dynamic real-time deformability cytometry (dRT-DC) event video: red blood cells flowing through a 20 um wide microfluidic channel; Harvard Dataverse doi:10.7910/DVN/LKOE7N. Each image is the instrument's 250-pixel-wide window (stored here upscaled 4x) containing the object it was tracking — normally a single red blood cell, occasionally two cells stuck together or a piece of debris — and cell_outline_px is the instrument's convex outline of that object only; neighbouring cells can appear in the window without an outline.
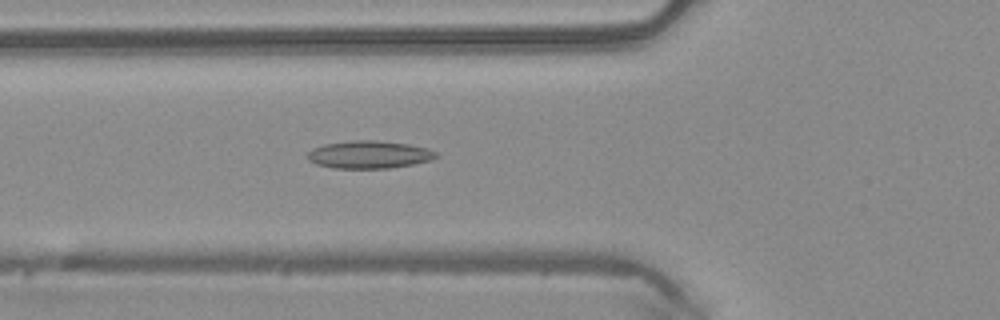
{"species": "common noctule bat (a hibernating species)", "species_latin": "Nyctalus noctula", "temperature_condition": "warm", "stored_images_in_passage": 49, "camera_frame_rate_fps": 3000, "um_per_image_px": 0.085, "animal": {"sex": "male", "body_mass_g": 20.4}, "frame": {"image": 1, "passage_image": 18, "time_ms": 5.667, "image_size_px": [1000, 320], "cell_outline_px": [[440, 156], [432, 160], [412, 164], [388, 168], [332, 168], [316, 164], [308, 160], [304, 156], [312, 148], [324, 144], [352, 140], [376, 140], [408, 144], [428, 148], [436, 152]], "centroid_in_image_um": [31.35, 13.14], "position_along_channel_um": 94.4, "area_um2": 20.92}}
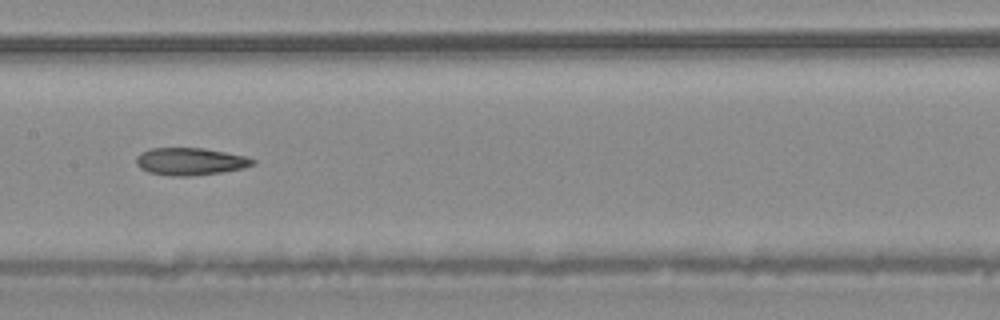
{"frame": {"image": 2, "passage_image": 25, "time_ms": 8.0, "image_size_px": [1000, 320], "cell_outline_px": [[256, 164], [244, 168], [220, 172], [192, 176], [172, 176], [148, 172], [140, 168], [136, 164], [136, 156], [140, 152], [148, 148], [204, 148], [248, 156], [256, 160]], "centroid_in_image_um": [16.18, 13.72], "position_along_channel_um": 191.2, "area_um2": 18.84}}
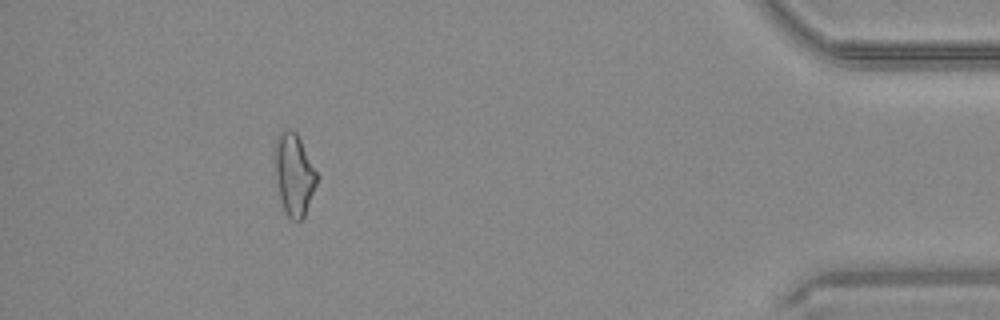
{"frame": {"image": 3, "passage_image": 45, "time_ms": 14.667, "image_size_px": [1000, 320], "cell_outline_px": [[320, 176], [304, 216], [300, 220], [292, 220], [288, 216], [284, 208], [280, 196], [276, 180], [272, 160], [272, 148], [276, 140], [288, 128], [292, 128], [296, 132]], "centroid_in_image_um": [24.98, 14.79], "position_along_channel_um": 410.2, "area_um2": 20.35}, "authors_computed_cell_mechanics": {"area_um2": 19.5942, "velocity_mm_per_s": 4.116, "shape_relaxation_time_tau1_ms": null, "shape_relaxation_time_tau2_ms": 7.168, "deformation_change_tau1": null, "deformation_change_tau2": 0.1924}}